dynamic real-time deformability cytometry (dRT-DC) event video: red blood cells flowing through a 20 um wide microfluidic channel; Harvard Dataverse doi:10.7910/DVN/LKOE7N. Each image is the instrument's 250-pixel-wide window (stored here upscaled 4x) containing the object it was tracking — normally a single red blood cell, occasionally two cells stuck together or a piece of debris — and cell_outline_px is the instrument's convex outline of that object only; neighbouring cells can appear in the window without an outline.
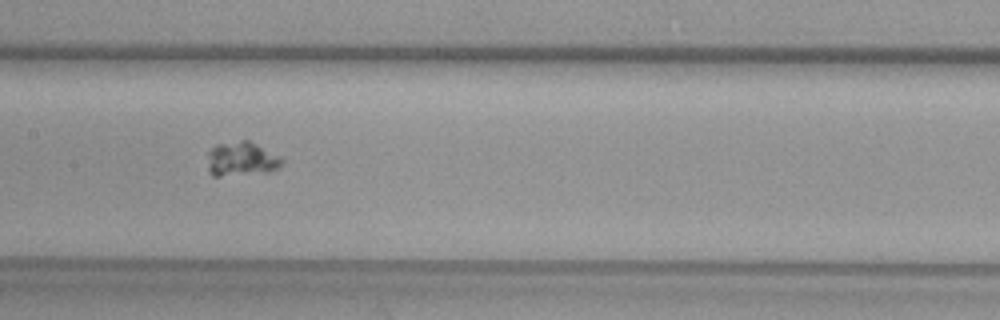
{"species": "common noctule bat (a hibernating species)", "species_latin": "Nyctalus noctula", "temperature_condition": "warm", "stored_images_in_passage": 48, "camera_frame_rate_fps": 3000, "um_per_image_px": 0.085, "animal": {"sex": "female", "body_mass_g": 29.2, "forearm_length_mm": 56.3}, "frame": {"image": 1, "passage_image": 22, "time_ms": 7.0, "image_size_px": [1000, 320], "cell_outline_px": [[284, 164], [280, 168], [268, 172], [220, 176], [212, 176], [208, 172], [208, 152], [216, 144], [240, 140], [248, 140], [280, 156], [284, 160]], "centroid_in_image_um": [20.54, 13.52], "position_along_channel_um": 186.9, "area_um2": 15.03}}
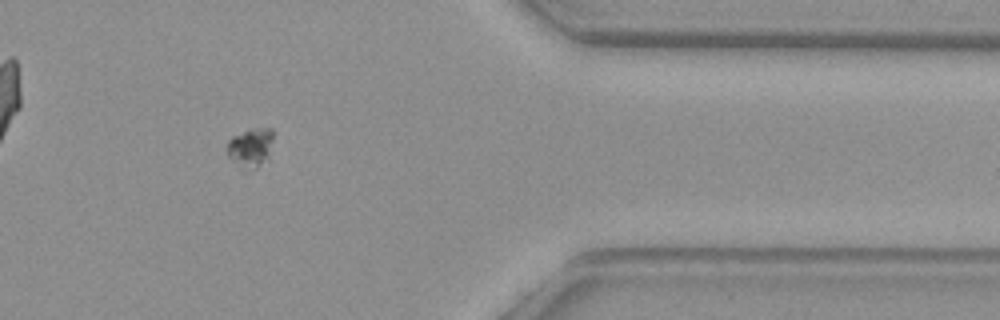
{"frame": {"image": 2, "passage_image": 39, "time_ms": 12.667, "image_size_px": [1000, 320], "cell_outline_px": [[272, 140], [268, 156], [256, 168], [244, 172], [228, 156], [228, 140], [232, 136], [256, 128], [272, 128]], "centroid_in_image_um": [21.27, 12.57], "position_along_channel_um": 390.1, "area_um2": 10.35}}
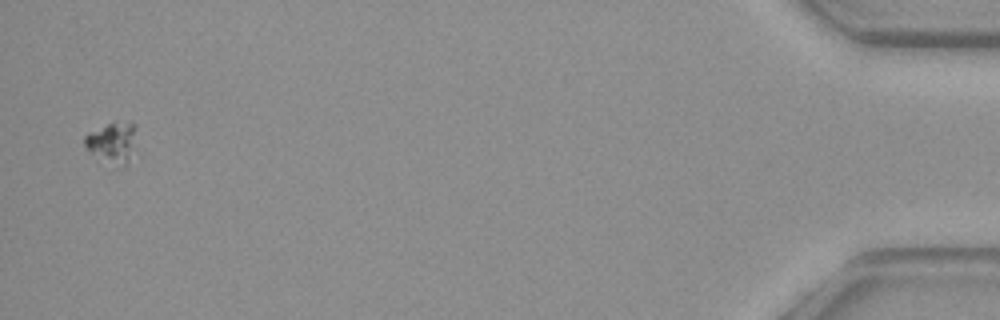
{"frame": {"image": 3, "passage_image": 47, "time_ms": 15.333, "image_size_px": [1000, 320], "cell_outline_px": [[136, 128], [128, 164], [116, 168], [88, 152], [84, 144], [84, 136], [88, 132], [108, 124], [132, 124]], "centroid_in_image_um": [9.47, 12.19], "position_along_channel_um": 425.7, "area_um2": 11.96}}